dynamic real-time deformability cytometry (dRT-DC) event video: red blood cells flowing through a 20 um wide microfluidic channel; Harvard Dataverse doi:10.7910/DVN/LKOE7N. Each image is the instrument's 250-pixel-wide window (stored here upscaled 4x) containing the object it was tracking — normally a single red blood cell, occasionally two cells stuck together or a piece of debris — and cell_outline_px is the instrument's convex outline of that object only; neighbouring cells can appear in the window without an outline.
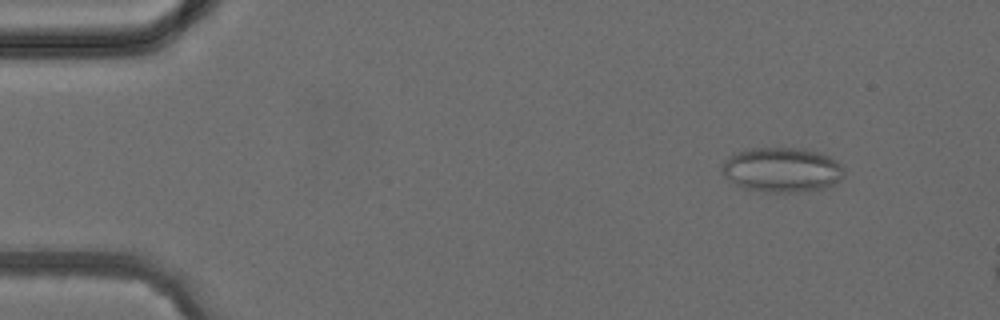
{"species": "common noctule bat (a hibernating species)", "species_latin": "Nyctalus noctula", "temperature_condition": "cold", "stored_images_in_passage": 4, "camera_frame_rate_fps": 3000, "um_per_image_px": 0.085, "animal": {"sex": "female", "body_mass_g": 24.6, "forearm_length_mm": 56.2}, "frame": {"image": 1, "passage_image": 2, "time_ms": 1.333, "image_size_px": [1000, 320], "cell_outline_px": [[844, 176], [840, 180], [832, 184], [820, 188], [796, 192], [764, 192], [744, 188], [736, 184], [724, 176], [720, 172], [720, 164], [728, 156], [736, 152], [752, 148], [804, 148], [820, 152], [836, 160], [844, 168]], "centroid_in_image_um": [66.42, 14.42], "position_along_channel_um": 18.6, "area_um2": 32.02}}